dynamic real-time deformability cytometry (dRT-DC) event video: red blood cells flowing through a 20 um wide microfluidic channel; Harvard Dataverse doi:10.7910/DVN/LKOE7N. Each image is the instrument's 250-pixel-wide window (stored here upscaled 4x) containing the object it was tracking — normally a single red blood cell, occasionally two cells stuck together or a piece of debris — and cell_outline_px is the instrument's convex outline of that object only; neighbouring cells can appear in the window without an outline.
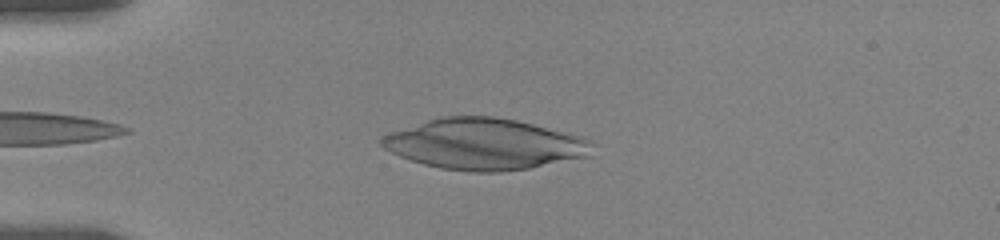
{"species": "human", "species_latin": "Homo sapiens", "temperature_condition": "room temperature", "stored_images_in_passage": 41, "camera_frame_rate_fps": 3000, "um_per_image_px": 0.085, "donor": {"sex": "female"}, "frame": {"image": 1, "passage_image": 5, "time_ms": 1.333, "image_size_px": [1000, 240], "cell_outline_px": [[600, 144], [592, 156], [528, 168], [500, 172], [468, 172], [440, 168], [424, 164], [400, 156], [384, 148], [380, 144], [380, 140], [384, 136], [392, 132], [440, 116], [492, 116], [516, 120], [580, 136], [592, 140]], "centroid_in_image_um": [41.27, 12.26], "position_along_channel_um": 43.7, "area_um2": 62.71}}
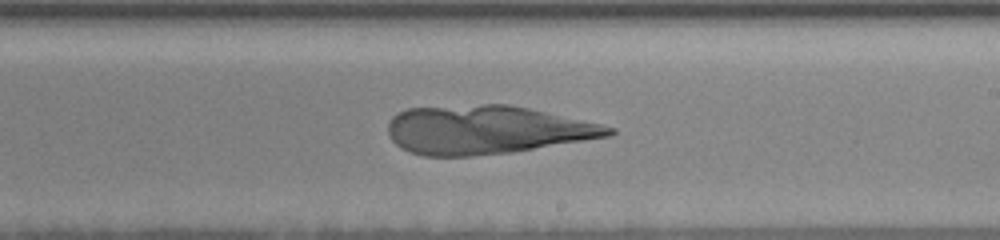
{"frame": {"image": 2, "passage_image": 24, "time_ms": 7.667, "image_size_px": [1000, 240], "cell_outline_px": [[616, 132], [608, 136], [512, 152], [472, 156], [424, 156], [408, 152], [400, 148], [388, 136], [388, 124], [392, 116], [408, 108], [484, 104], [508, 104], [528, 108], [600, 124], [616, 128]], "centroid_in_image_um": [41.28, 11.04], "position_along_channel_um": 247.7, "area_um2": 62.14}}
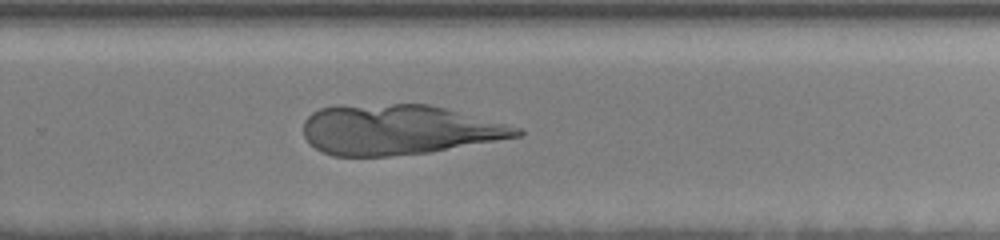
{"frame": {"image": 3, "passage_image": 28, "time_ms": 9.0, "image_size_px": [1000, 240], "cell_outline_px": [[524, 132], [520, 136], [428, 152], [388, 156], [332, 156], [316, 148], [304, 136], [304, 120], [312, 112], [320, 108], [340, 104], [428, 104], [444, 108], [520, 128]], "centroid_in_image_um": [33.81, 11.01], "position_along_channel_um": 296.0, "area_um2": 61.79}}